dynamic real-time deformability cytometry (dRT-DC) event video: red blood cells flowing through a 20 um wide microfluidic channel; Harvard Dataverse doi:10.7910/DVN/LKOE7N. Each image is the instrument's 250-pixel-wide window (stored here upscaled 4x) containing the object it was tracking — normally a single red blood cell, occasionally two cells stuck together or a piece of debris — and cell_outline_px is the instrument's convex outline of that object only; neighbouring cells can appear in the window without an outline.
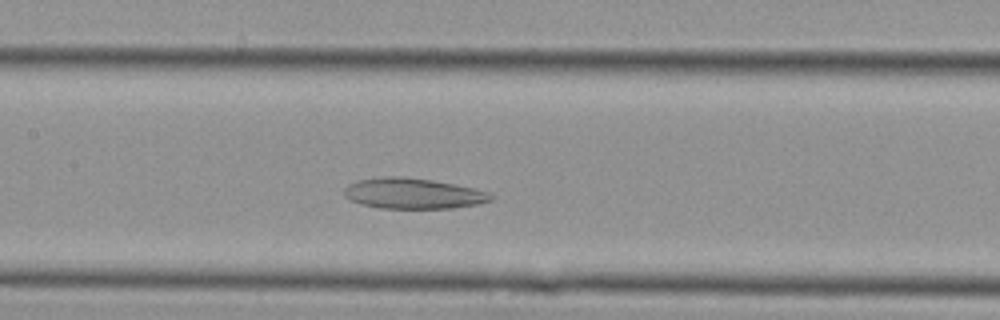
{"species": "Egyptian fruit bat (a non-hibernating species)", "species_latin": "Rousettus aegyptiacus", "temperature_condition": "cold", "stored_images_in_passage": 14, "camera_frame_rate_fps": 3000, "um_per_image_px": 0.085, "animal": {"sex": "female"}, "frame": {"image": 1, "passage_image": 8, "time_ms": 2.333, "image_size_px": [1000, 320], "cell_outline_px": [[496, 196], [492, 200], [476, 204], [452, 208], [380, 208], [360, 204], [348, 200], [344, 196], [344, 188], [348, 184], [356, 180], [384, 176], [400, 176], [432, 180], [472, 188], [488, 192]], "centroid_in_image_um": [35.05, 16.44], "position_along_channel_um": 172.3, "area_um2": 26.24}}
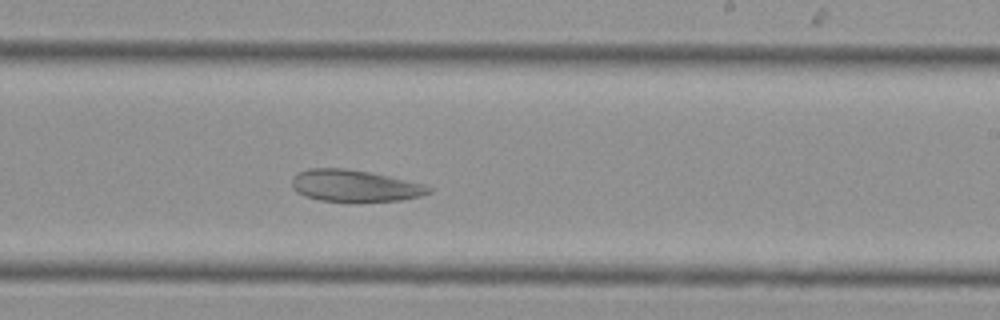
{"frame": {"image": 2, "passage_image": 12, "time_ms": 3.667, "image_size_px": [1000, 320], "cell_outline_px": [[432, 192], [420, 196], [400, 200], [356, 204], [352, 204], [320, 200], [304, 196], [296, 192], [292, 188], [292, 176], [296, 172], [308, 168], [344, 168], [368, 172], [388, 176], [424, 184], [432, 188]], "centroid_in_image_um": [30.11, 15.83], "position_along_channel_um": 258.9, "area_um2": 26.18}}
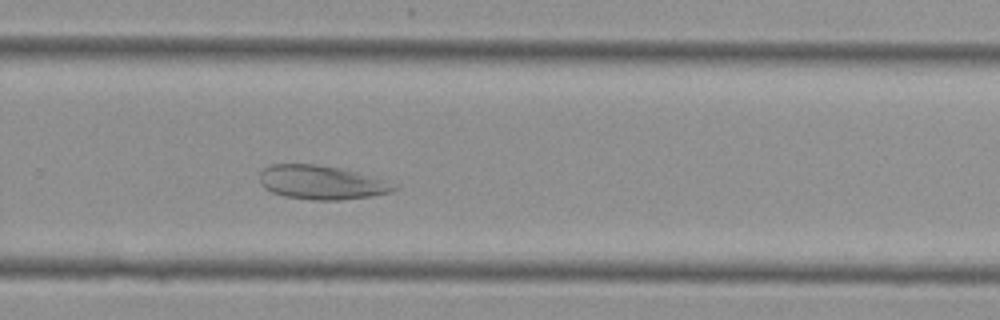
{"frame": {"image": 3, "passage_image": 14, "time_ms": 4.333, "image_size_px": [1000, 320], "cell_outline_px": [[400, 188], [392, 192], [372, 196], [340, 200], [312, 200], [284, 196], [272, 192], [264, 188], [260, 184], [260, 172], [264, 168], [272, 164], [316, 164], [340, 168], [360, 172]], "centroid_in_image_um": [27.28, 15.51], "position_along_channel_um": 302.5, "area_um2": 26.47}}